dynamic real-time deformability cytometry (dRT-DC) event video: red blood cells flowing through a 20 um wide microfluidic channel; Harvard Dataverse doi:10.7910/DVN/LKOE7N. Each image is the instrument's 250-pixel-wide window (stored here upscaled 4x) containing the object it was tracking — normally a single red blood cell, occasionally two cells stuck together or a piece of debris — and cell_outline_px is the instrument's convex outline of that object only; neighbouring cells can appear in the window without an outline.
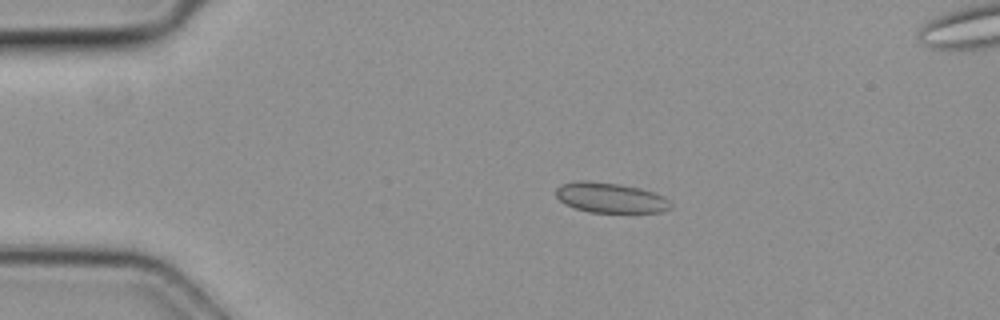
{"species": "common noctule bat (a hibernating species)", "species_latin": "Nyctalus noctula", "temperature_condition": "cold", "stored_images_in_passage": 4, "camera_frame_rate_fps": 3000, "um_per_image_px": 0.085, "animal": {"sex": "female", "body_mass_g": 19.3, "forearm_length_mm": 54.1}, "frame": {"image": 1, "passage_image": 2, "time_ms": 0.333, "image_size_px": [1000, 320], "cell_outline_px": [[672, 208], [660, 212], [588, 212], [564, 204], [556, 196], [556, 188], [560, 184], [576, 180], [588, 180], [620, 184], [640, 188], [656, 192], [664, 196], [672, 204]], "centroid_in_image_um": [51.88, 16.79], "position_along_channel_um": 33.1, "area_um2": 20.4}}